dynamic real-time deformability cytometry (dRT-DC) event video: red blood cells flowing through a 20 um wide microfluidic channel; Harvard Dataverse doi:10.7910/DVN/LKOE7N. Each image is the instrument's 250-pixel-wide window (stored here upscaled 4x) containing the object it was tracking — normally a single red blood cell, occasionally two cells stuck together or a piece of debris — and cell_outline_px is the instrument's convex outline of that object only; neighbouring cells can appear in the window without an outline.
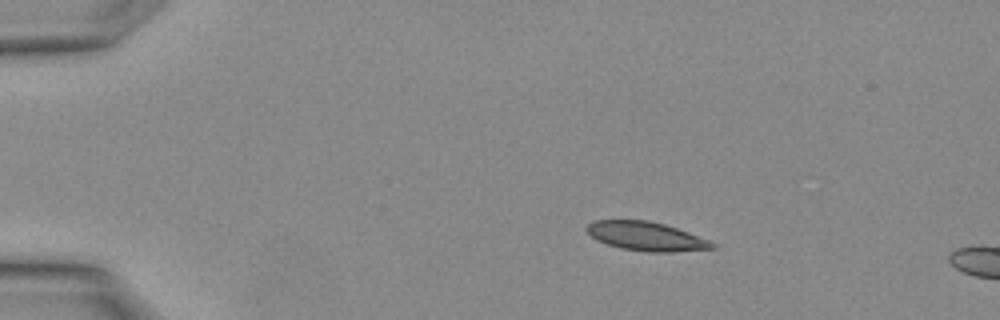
{"species": "Egyptian fruit bat (a non-hibernating species)", "species_latin": "Rousettus aegyptiacus", "temperature_condition": "warm", "stored_images_in_passage": 3, "camera_frame_rate_fps": 3000, "um_per_image_px": 0.085, "animal": {"sex": "female"}, "frame": {"image": 1, "passage_image": 1, "time_ms": 0.0, "image_size_px": [1000, 320], "cell_outline_px": [[716, 248], [672, 252], [648, 252], [620, 248], [596, 240], [584, 228], [592, 220], [648, 220], [664, 224], [688, 232], [708, 240], [716, 244]], "centroid_in_image_um": [54.9, 20.08], "position_along_channel_um": 30.1, "area_um2": 21.1}}